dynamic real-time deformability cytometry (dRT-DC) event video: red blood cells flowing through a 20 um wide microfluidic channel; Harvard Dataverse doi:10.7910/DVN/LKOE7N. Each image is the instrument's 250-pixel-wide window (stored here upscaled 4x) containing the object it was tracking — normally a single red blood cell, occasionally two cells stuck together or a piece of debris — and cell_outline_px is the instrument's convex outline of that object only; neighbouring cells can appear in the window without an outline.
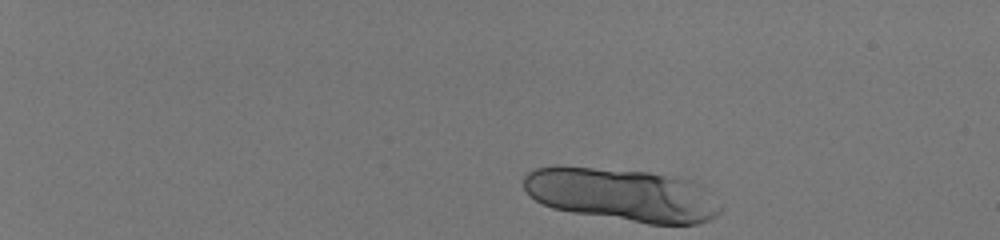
{"species": "human", "species_latin": "Homo sapiens", "temperature_condition": "room temperature", "stored_images_in_passage": 15, "camera_frame_rate_fps": 3000, "um_per_image_px": 0.085, "donor": {"sex": "male"}, "frame": {"image": 1, "passage_image": 1, "time_ms": 0.0, "image_size_px": [1000, 240], "cell_outline_px": [[720, 212], [716, 216], [708, 220], [696, 224], [648, 224], [572, 212], [552, 208], [536, 200], [524, 188], [524, 176], [528, 172], [536, 168], [592, 168], [648, 172], [692, 180], [720, 204]], "centroid_in_image_um": [52.9, 16.58], "position_along_channel_um": 32.1, "area_um2": 59.77}}